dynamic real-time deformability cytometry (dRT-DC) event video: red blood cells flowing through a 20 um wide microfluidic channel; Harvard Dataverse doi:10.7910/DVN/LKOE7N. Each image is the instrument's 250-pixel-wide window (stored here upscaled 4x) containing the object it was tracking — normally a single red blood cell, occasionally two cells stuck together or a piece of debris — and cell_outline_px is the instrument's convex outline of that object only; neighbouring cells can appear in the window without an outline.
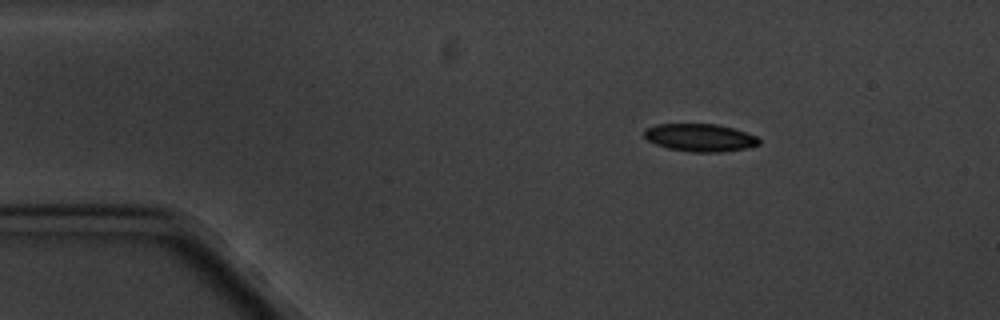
{"species": "common noctule bat (a hibernating species)", "species_latin": "Nyctalus noctula", "temperature_condition": "cold", "stored_images_in_passage": 4, "segment_of_instrument_passage": [1, 2], "camera_frame_rate_fps": 3000, "um_per_image_px": 0.085, "animal": {"sex": "male", "body_mass_g": 20.1, "forearm_length_mm": 53.5}, "frame": {"image": 1, "passage_image": 1, "time_ms": 0.0, "image_size_px": [1000, 320], "cell_outline_px": [[760, 144], [744, 148], [720, 152], [692, 152], [668, 148], [656, 144], [648, 140], [644, 136], [644, 128], [656, 124], [716, 124], [732, 128], [756, 136], [760, 140]], "centroid_in_image_um": [59.46, 11.69], "position_along_channel_um": 25.5, "area_um2": 18.38}}